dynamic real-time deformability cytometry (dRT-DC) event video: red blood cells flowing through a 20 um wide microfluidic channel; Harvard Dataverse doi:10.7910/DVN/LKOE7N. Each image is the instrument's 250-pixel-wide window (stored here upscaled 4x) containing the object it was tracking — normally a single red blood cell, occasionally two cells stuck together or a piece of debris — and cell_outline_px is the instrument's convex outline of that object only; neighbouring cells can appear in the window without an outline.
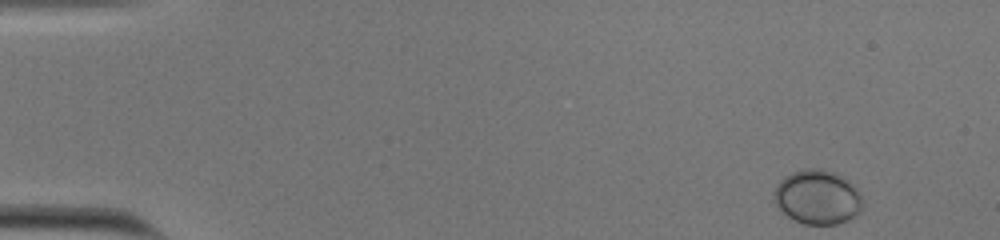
{"species": "human", "species_latin": "Homo sapiens", "temperature_condition": "cold", "stored_images_in_passage": 51, "camera_frame_rate_fps": 3000, "um_per_image_px": 0.085, "donor": {"sex": "male"}, "frame": {"image": 1, "passage_image": 1, "time_ms": 0.0, "image_size_px": [1000, 240], "cell_outline_px": [[860, 212], [856, 216], [848, 220], [836, 224], [804, 224], [780, 212], [776, 208], [772, 200], [772, 192], [776, 184], [784, 176], [792, 172], [804, 168], [820, 168], [832, 172], [840, 176], [852, 184], [860, 192]], "centroid_in_image_um": [69.4, 16.76], "position_along_channel_um": 15.6, "area_um2": 28.26}}
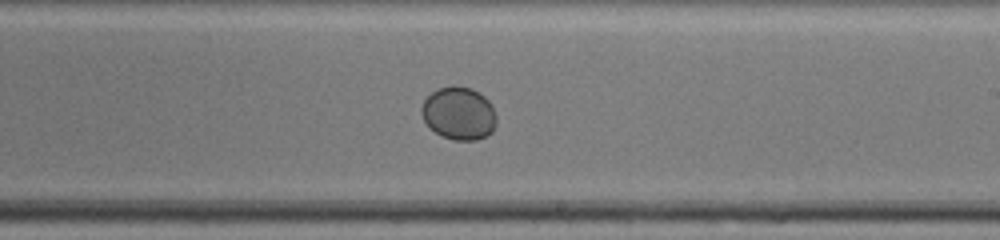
{"frame": {"image": 2, "passage_image": 30, "time_ms": 9.667, "image_size_px": [1000, 240], "cell_outline_px": [[496, 124], [492, 132], [488, 136], [476, 140], [452, 140], [436, 132], [424, 120], [420, 112], [420, 108], [424, 100], [436, 88], [472, 88], [480, 92], [488, 100], [496, 116]], "centroid_in_image_um": [39.02, 9.66], "position_along_channel_um": 250.0, "area_um2": 22.77}}
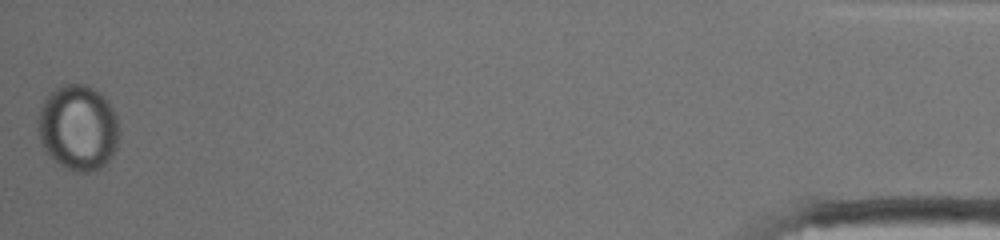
{"frame": {"image": 3, "passage_image": 51, "time_ms": 16.667, "image_size_px": [1000, 240], "cell_outline_px": [[120, 132], [116, 148], [112, 156], [100, 168], [92, 172], [72, 172], [64, 168], [44, 152], [36, 128], [36, 116], [48, 92], [64, 84], [84, 84], [96, 88], [108, 100], [116, 116], [120, 128]], "centroid_in_image_um": [6.61, 10.85], "position_along_channel_um": 428.6, "area_um2": 41.5}, "authors_computed_cell_mechanics": {"area_um2": 24.5072, "velocity_mm_per_s": 3.7626, "shape_relaxation_time_tau1_ms": 4.4378, "shape_relaxation_time_tau2_ms": null, "deformation_change_tau1": 0.0266, "deformation_change_tau2": null}}